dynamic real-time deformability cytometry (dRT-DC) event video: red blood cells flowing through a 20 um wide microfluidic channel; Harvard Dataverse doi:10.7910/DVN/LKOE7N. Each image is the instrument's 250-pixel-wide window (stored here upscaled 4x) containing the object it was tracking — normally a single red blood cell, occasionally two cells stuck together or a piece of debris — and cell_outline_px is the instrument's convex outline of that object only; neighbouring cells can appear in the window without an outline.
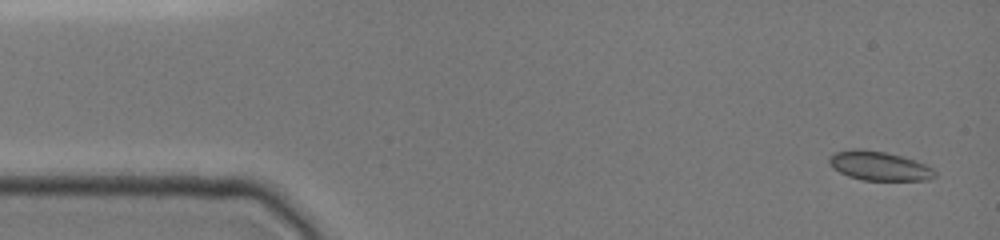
{"species": "common noctule bat (a hibernating species)", "species_latin": "Nyctalus noctula", "temperature_condition": "cold", "stored_images_in_passage": 7, "camera_frame_rate_fps": 3000, "um_per_image_px": 0.085, "animal": {"sex": "female", "body_mass_g": 19.0, "forearm_length_mm": 51.5}, "frame": {"image": 1, "passage_image": 1, "time_ms": 0.0, "image_size_px": [1000, 240], "cell_outline_px": [[936, 176], [928, 180], [864, 180], [848, 176], [832, 168], [828, 160], [828, 156], [832, 152], [856, 148], [860, 148], [884, 152], [916, 160], [932, 168], [936, 172]], "centroid_in_image_um": [74.69, 14.09], "position_along_channel_um": 10.3, "area_um2": 18.03}}
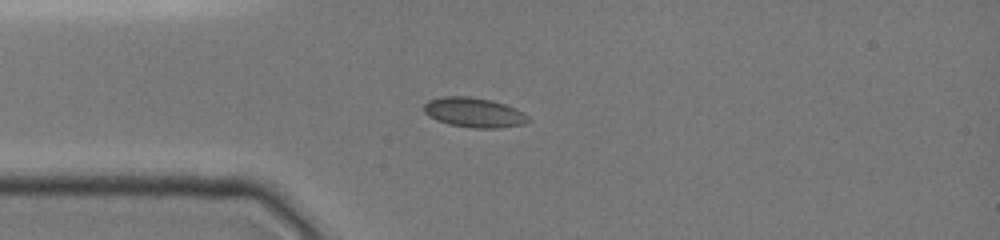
{"frame": {"image": 2, "passage_image": 5, "time_ms": 3.333, "image_size_px": [1000, 240], "cell_outline_px": [[532, 120], [524, 124], [500, 128], [472, 128], [448, 124], [436, 120], [428, 116], [424, 112], [424, 104], [428, 100], [444, 96], [468, 96], [492, 100], [516, 108], [528, 116]], "centroid_in_image_um": [40.29, 9.56], "position_along_channel_um": 44.7, "area_um2": 18.26}}
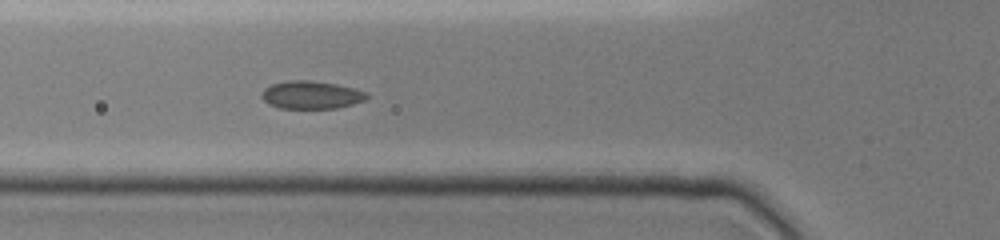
{"frame": {"image": 3, "passage_image": 7, "time_ms": 5.0, "image_size_px": [1000, 240], "cell_outline_px": [[368, 96], [364, 100], [352, 104], [336, 108], [280, 108], [268, 104], [260, 96], [264, 88], [272, 84], [288, 80], [312, 80], [336, 84], [368, 92]], "centroid_in_image_um": [26.43, 8.06], "position_along_channel_um": 99.4, "area_um2": 17.05}}